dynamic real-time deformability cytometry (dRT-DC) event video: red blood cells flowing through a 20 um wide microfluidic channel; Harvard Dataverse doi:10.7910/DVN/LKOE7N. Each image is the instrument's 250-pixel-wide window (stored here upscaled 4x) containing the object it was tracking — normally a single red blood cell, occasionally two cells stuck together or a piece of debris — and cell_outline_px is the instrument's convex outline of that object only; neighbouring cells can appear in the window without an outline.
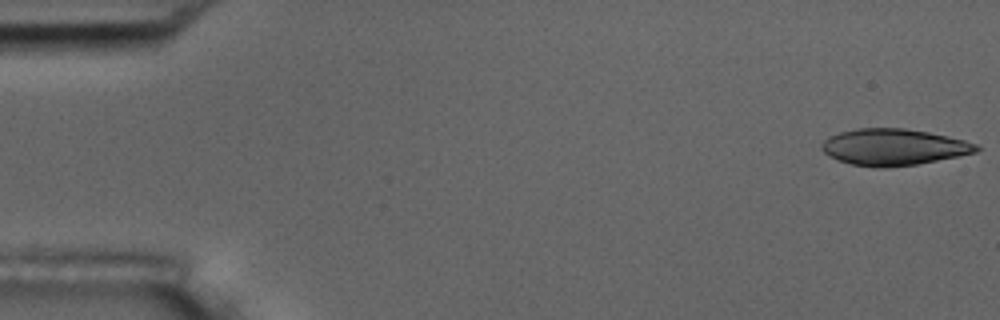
{"species": "common noctule bat (a hibernating species)", "species_latin": "Nyctalus noctula", "temperature_condition": "room temperature", "stored_images_in_passage": 4, "camera_frame_rate_fps": 3000, "um_per_image_px": 0.085, "animal": {"sex": "male", "body_mass_g": 17.5, "forearm_length_mm": 52.3}, "frame": {"image": 1, "passage_image": 1, "time_ms": 0.0, "image_size_px": [1000, 320], "cell_outline_px": [[980, 148], [976, 152], [916, 164], [884, 168], [876, 168], [852, 164], [836, 160], [828, 156], [820, 148], [820, 144], [828, 136], [840, 132], [856, 128], [904, 128], [928, 132], [964, 140], [976, 144]], "centroid_in_image_um": [75.88, 12.5], "position_along_channel_um": 9.1, "area_um2": 32.77}}